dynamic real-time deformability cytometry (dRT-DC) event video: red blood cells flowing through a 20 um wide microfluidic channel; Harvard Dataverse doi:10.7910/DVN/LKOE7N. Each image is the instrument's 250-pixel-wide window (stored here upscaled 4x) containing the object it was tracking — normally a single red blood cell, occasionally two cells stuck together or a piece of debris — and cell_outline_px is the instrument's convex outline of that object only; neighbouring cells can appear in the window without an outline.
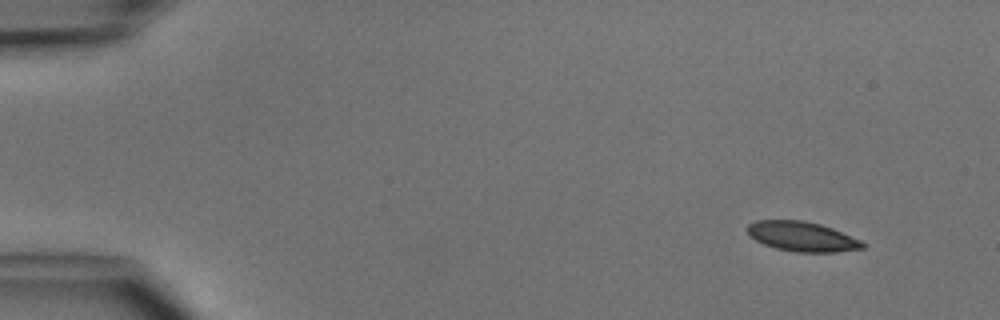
{"species": "common noctule bat (a hibernating species)", "species_latin": "Nyctalus noctula", "temperature_condition": "cold", "stored_images_in_passage": 5, "camera_frame_rate_fps": 3000, "um_per_image_px": 0.085, "animal": {"sex": "male", "body_mass_g": 15.6}, "frame": {"image": 1, "passage_image": 5, "time_ms": 5.667, "image_size_px": [1000, 320], "cell_outline_px": [[868, 244], [864, 248], [836, 252], [796, 252], [776, 248], [764, 244], [756, 240], [748, 232], [748, 224], [756, 220], [804, 220], [820, 224], [832, 228], [860, 240]], "centroid_in_image_um": [68.21, 20.1], "position_along_channel_um": 16.8, "area_um2": 19.88}}